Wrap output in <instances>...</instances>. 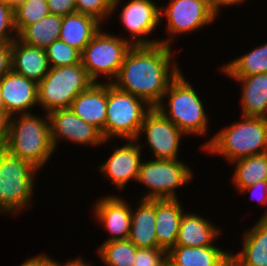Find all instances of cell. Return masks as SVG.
I'll list each match as a JSON object with an SVG mask.
<instances>
[{"label": "cell", "mask_w": 267, "mask_h": 266, "mask_svg": "<svg viewBox=\"0 0 267 266\" xmlns=\"http://www.w3.org/2000/svg\"><path fill=\"white\" fill-rule=\"evenodd\" d=\"M238 193L241 196L243 195V197L244 195H247L249 193L250 199L252 201H256L257 204L260 205L258 207H261V210L264 207L261 216H259V219H264L267 216V180L247 186L240 190Z\"/></svg>", "instance_id": "35"}, {"label": "cell", "mask_w": 267, "mask_h": 266, "mask_svg": "<svg viewBox=\"0 0 267 266\" xmlns=\"http://www.w3.org/2000/svg\"><path fill=\"white\" fill-rule=\"evenodd\" d=\"M6 153H7V144L0 143V162Z\"/></svg>", "instance_id": "43"}, {"label": "cell", "mask_w": 267, "mask_h": 266, "mask_svg": "<svg viewBox=\"0 0 267 266\" xmlns=\"http://www.w3.org/2000/svg\"><path fill=\"white\" fill-rule=\"evenodd\" d=\"M229 165L234 167L230 184L237 192L254 183L267 180V152L235 160Z\"/></svg>", "instance_id": "27"}, {"label": "cell", "mask_w": 267, "mask_h": 266, "mask_svg": "<svg viewBox=\"0 0 267 266\" xmlns=\"http://www.w3.org/2000/svg\"><path fill=\"white\" fill-rule=\"evenodd\" d=\"M11 70V43L0 44V79Z\"/></svg>", "instance_id": "38"}, {"label": "cell", "mask_w": 267, "mask_h": 266, "mask_svg": "<svg viewBox=\"0 0 267 266\" xmlns=\"http://www.w3.org/2000/svg\"><path fill=\"white\" fill-rule=\"evenodd\" d=\"M12 70L37 84L50 70L45 49L27 45L16 38L11 43Z\"/></svg>", "instance_id": "23"}, {"label": "cell", "mask_w": 267, "mask_h": 266, "mask_svg": "<svg viewBox=\"0 0 267 266\" xmlns=\"http://www.w3.org/2000/svg\"><path fill=\"white\" fill-rule=\"evenodd\" d=\"M172 49L174 47L162 43L132 45L111 84L143 99L152 108L156 107L182 71L175 55L183 48Z\"/></svg>", "instance_id": "1"}, {"label": "cell", "mask_w": 267, "mask_h": 266, "mask_svg": "<svg viewBox=\"0 0 267 266\" xmlns=\"http://www.w3.org/2000/svg\"><path fill=\"white\" fill-rule=\"evenodd\" d=\"M48 117L55 152H58L59 145L63 142L87 148H101L109 143L96 127L82 120L70 108L51 111Z\"/></svg>", "instance_id": "14"}, {"label": "cell", "mask_w": 267, "mask_h": 266, "mask_svg": "<svg viewBox=\"0 0 267 266\" xmlns=\"http://www.w3.org/2000/svg\"><path fill=\"white\" fill-rule=\"evenodd\" d=\"M102 26L96 18L75 12L62 17L59 39L82 52Z\"/></svg>", "instance_id": "25"}, {"label": "cell", "mask_w": 267, "mask_h": 266, "mask_svg": "<svg viewBox=\"0 0 267 266\" xmlns=\"http://www.w3.org/2000/svg\"><path fill=\"white\" fill-rule=\"evenodd\" d=\"M182 70L171 82L160 103L155 107L167 119L172 121L187 137H208L199 146L203 151L212 141V130L210 128V117L205 109L208 102L200 96L201 93L195 89L194 83L186 78ZM203 99V100H202ZM210 132V133H209ZM208 135V136H207ZM206 136V137H205Z\"/></svg>", "instance_id": "2"}, {"label": "cell", "mask_w": 267, "mask_h": 266, "mask_svg": "<svg viewBox=\"0 0 267 266\" xmlns=\"http://www.w3.org/2000/svg\"><path fill=\"white\" fill-rule=\"evenodd\" d=\"M27 258L19 266H51L52 256L47 252L43 251Z\"/></svg>", "instance_id": "39"}, {"label": "cell", "mask_w": 267, "mask_h": 266, "mask_svg": "<svg viewBox=\"0 0 267 266\" xmlns=\"http://www.w3.org/2000/svg\"><path fill=\"white\" fill-rule=\"evenodd\" d=\"M93 83L82 63L50 68L38 83L39 112L70 108L72 101Z\"/></svg>", "instance_id": "8"}, {"label": "cell", "mask_w": 267, "mask_h": 266, "mask_svg": "<svg viewBox=\"0 0 267 266\" xmlns=\"http://www.w3.org/2000/svg\"><path fill=\"white\" fill-rule=\"evenodd\" d=\"M241 240V248L231 249V266H267V221L258 218L243 230Z\"/></svg>", "instance_id": "18"}, {"label": "cell", "mask_w": 267, "mask_h": 266, "mask_svg": "<svg viewBox=\"0 0 267 266\" xmlns=\"http://www.w3.org/2000/svg\"><path fill=\"white\" fill-rule=\"evenodd\" d=\"M181 160L184 159L150 158L148 160V157L145 156L141 162L136 182L138 186H144V192H140L138 198L180 199L178 190L193 182L194 174H196V171L191 169L193 166L189 165V162Z\"/></svg>", "instance_id": "6"}, {"label": "cell", "mask_w": 267, "mask_h": 266, "mask_svg": "<svg viewBox=\"0 0 267 266\" xmlns=\"http://www.w3.org/2000/svg\"><path fill=\"white\" fill-rule=\"evenodd\" d=\"M50 68L71 66L81 63V52L57 39L46 49Z\"/></svg>", "instance_id": "31"}, {"label": "cell", "mask_w": 267, "mask_h": 266, "mask_svg": "<svg viewBox=\"0 0 267 266\" xmlns=\"http://www.w3.org/2000/svg\"><path fill=\"white\" fill-rule=\"evenodd\" d=\"M121 141L122 145L117 144ZM123 141L125 140H116V142L109 140V144L112 142L109 146L113 151L110 150L105 161L99 162V165L95 166L100 177L105 179V182L109 181L107 183H110L121 194L123 191H127V185L137 182L143 155L148 156V154H143L144 152L135 139Z\"/></svg>", "instance_id": "13"}, {"label": "cell", "mask_w": 267, "mask_h": 266, "mask_svg": "<svg viewBox=\"0 0 267 266\" xmlns=\"http://www.w3.org/2000/svg\"><path fill=\"white\" fill-rule=\"evenodd\" d=\"M133 266H167V251L162 248H138Z\"/></svg>", "instance_id": "34"}, {"label": "cell", "mask_w": 267, "mask_h": 266, "mask_svg": "<svg viewBox=\"0 0 267 266\" xmlns=\"http://www.w3.org/2000/svg\"><path fill=\"white\" fill-rule=\"evenodd\" d=\"M76 12L90 15L103 25L111 23L113 0H75ZM106 23V24H105Z\"/></svg>", "instance_id": "32"}, {"label": "cell", "mask_w": 267, "mask_h": 266, "mask_svg": "<svg viewBox=\"0 0 267 266\" xmlns=\"http://www.w3.org/2000/svg\"><path fill=\"white\" fill-rule=\"evenodd\" d=\"M124 1L123 5H121L122 0H113L110 20H114L113 17L115 15V19L118 18L119 24L124 28L123 31H126L122 34V30H120V33L116 35L125 38L131 45H152L159 43L160 36L155 39L156 35L154 34L161 27L160 1L129 0L127 2L126 0V3Z\"/></svg>", "instance_id": "11"}, {"label": "cell", "mask_w": 267, "mask_h": 266, "mask_svg": "<svg viewBox=\"0 0 267 266\" xmlns=\"http://www.w3.org/2000/svg\"><path fill=\"white\" fill-rule=\"evenodd\" d=\"M118 194L100 195V198L92 203L93 219L99 227L105 229L108 238L104 242L113 240H126L130 234L131 226V202L126 196ZM124 198V199H123ZM126 198V199H125ZM97 220V221H96Z\"/></svg>", "instance_id": "15"}, {"label": "cell", "mask_w": 267, "mask_h": 266, "mask_svg": "<svg viewBox=\"0 0 267 266\" xmlns=\"http://www.w3.org/2000/svg\"><path fill=\"white\" fill-rule=\"evenodd\" d=\"M160 3L161 37L159 43L173 47L175 40L181 36L198 33L210 27L219 18L212 12L206 0H167ZM164 5V6H163ZM164 22V24H162ZM165 28V29H162ZM198 31V32H197ZM168 34V35H167ZM176 38V39H175ZM178 38V39H177Z\"/></svg>", "instance_id": "7"}, {"label": "cell", "mask_w": 267, "mask_h": 266, "mask_svg": "<svg viewBox=\"0 0 267 266\" xmlns=\"http://www.w3.org/2000/svg\"><path fill=\"white\" fill-rule=\"evenodd\" d=\"M137 201L131 202V226L128 239L137 248H157L156 199ZM133 202L136 203L134 206Z\"/></svg>", "instance_id": "22"}, {"label": "cell", "mask_w": 267, "mask_h": 266, "mask_svg": "<svg viewBox=\"0 0 267 266\" xmlns=\"http://www.w3.org/2000/svg\"><path fill=\"white\" fill-rule=\"evenodd\" d=\"M186 137L172 121L153 107L145 115L135 140L144 153L150 152L151 157L148 158L173 160L182 156L180 146Z\"/></svg>", "instance_id": "12"}, {"label": "cell", "mask_w": 267, "mask_h": 266, "mask_svg": "<svg viewBox=\"0 0 267 266\" xmlns=\"http://www.w3.org/2000/svg\"><path fill=\"white\" fill-rule=\"evenodd\" d=\"M223 232V228L206 218L205 213L203 216L202 213L198 214L196 210L190 212L187 209L182 215L175 245L188 247L221 246L219 239H221Z\"/></svg>", "instance_id": "17"}, {"label": "cell", "mask_w": 267, "mask_h": 266, "mask_svg": "<svg viewBox=\"0 0 267 266\" xmlns=\"http://www.w3.org/2000/svg\"><path fill=\"white\" fill-rule=\"evenodd\" d=\"M11 116L0 109V143H6L9 136V122Z\"/></svg>", "instance_id": "41"}, {"label": "cell", "mask_w": 267, "mask_h": 266, "mask_svg": "<svg viewBox=\"0 0 267 266\" xmlns=\"http://www.w3.org/2000/svg\"><path fill=\"white\" fill-rule=\"evenodd\" d=\"M248 1L249 0H210V8L212 12L220 19L221 14H223L221 11L224 12V9L227 11V9L233 7L235 8V6L236 8H239L244 3V5H246Z\"/></svg>", "instance_id": "37"}, {"label": "cell", "mask_w": 267, "mask_h": 266, "mask_svg": "<svg viewBox=\"0 0 267 266\" xmlns=\"http://www.w3.org/2000/svg\"><path fill=\"white\" fill-rule=\"evenodd\" d=\"M62 27V16L48 14L43 19L26 26L17 38L30 46L46 49L59 39Z\"/></svg>", "instance_id": "28"}, {"label": "cell", "mask_w": 267, "mask_h": 266, "mask_svg": "<svg viewBox=\"0 0 267 266\" xmlns=\"http://www.w3.org/2000/svg\"><path fill=\"white\" fill-rule=\"evenodd\" d=\"M105 28L109 27L103 25L81 52L82 66L97 83H111L116 78L132 46L125 38Z\"/></svg>", "instance_id": "9"}, {"label": "cell", "mask_w": 267, "mask_h": 266, "mask_svg": "<svg viewBox=\"0 0 267 266\" xmlns=\"http://www.w3.org/2000/svg\"><path fill=\"white\" fill-rule=\"evenodd\" d=\"M40 171L8 151L0 162V214L19 217L34 208ZM34 203V204H33Z\"/></svg>", "instance_id": "5"}, {"label": "cell", "mask_w": 267, "mask_h": 266, "mask_svg": "<svg viewBox=\"0 0 267 266\" xmlns=\"http://www.w3.org/2000/svg\"><path fill=\"white\" fill-rule=\"evenodd\" d=\"M90 260H86L84 256L81 254L77 256L70 257V259H67L66 261L61 262L60 260L58 261L56 258L52 256V261H51V266H95L93 262Z\"/></svg>", "instance_id": "40"}, {"label": "cell", "mask_w": 267, "mask_h": 266, "mask_svg": "<svg viewBox=\"0 0 267 266\" xmlns=\"http://www.w3.org/2000/svg\"><path fill=\"white\" fill-rule=\"evenodd\" d=\"M151 108L143 99L107 83L104 140L136 139Z\"/></svg>", "instance_id": "10"}, {"label": "cell", "mask_w": 267, "mask_h": 266, "mask_svg": "<svg viewBox=\"0 0 267 266\" xmlns=\"http://www.w3.org/2000/svg\"><path fill=\"white\" fill-rule=\"evenodd\" d=\"M50 14L47 0H25L14 8V25L17 34L26 26L36 23Z\"/></svg>", "instance_id": "30"}, {"label": "cell", "mask_w": 267, "mask_h": 266, "mask_svg": "<svg viewBox=\"0 0 267 266\" xmlns=\"http://www.w3.org/2000/svg\"><path fill=\"white\" fill-rule=\"evenodd\" d=\"M226 77L240 86V115L267 118V73Z\"/></svg>", "instance_id": "19"}, {"label": "cell", "mask_w": 267, "mask_h": 266, "mask_svg": "<svg viewBox=\"0 0 267 266\" xmlns=\"http://www.w3.org/2000/svg\"><path fill=\"white\" fill-rule=\"evenodd\" d=\"M224 248L175 245L167 252V266H231V250Z\"/></svg>", "instance_id": "20"}, {"label": "cell", "mask_w": 267, "mask_h": 266, "mask_svg": "<svg viewBox=\"0 0 267 266\" xmlns=\"http://www.w3.org/2000/svg\"><path fill=\"white\" fill-rule=\"evenodd\" d=\"M2 109L10 116L36 113L38 84L11 70L0 79Z\"/></svg>", "instance_id": "16"}, {"label": "cell", "mask_w": 267, "mask_h": 266, "mask_svg": "<svg viewBox=\"0 0 267 266\" xmlns=\"http://www.w3.org/2000/svg\"><path fill=\"white\" fill-rule=\"evenodd\" d=\"M70 109L82 120L96 127L104 138L107 83L94 82L72 101Z\"/></svg>", "instance_id": "21"}, {"label": "cell", "mask_w": 267, "mask_h": 266, "mask_svg": "<svg viewBox=\"0 0 267 266\" xmlns=\"http://www.w3.org/2000/svg\"><path fill=\"white\" fill-rule=\"evenodd\" d=\"M37 113L12 115L6 144L10 154L26 160L41 172L57 153L51 141L48 114Z\"/></svg>", "instance_id": "3"}, {"label": "cell", "mask_w": 267, "mask_h": 266, "mask_svg": "<svg viewBox=\"0 0 267 266\" xmlns=\"http://www.w3.org/2000/svg\"><path fill=\"white\" fill-rule=\"evenodd\" d=\"M251 48L246 53L222 63L217 70L225 76H251L267 73V41Z\"/></svg>", "instance_id": "26"}, {"label": "cell", "mask_w": 267, "mask_h": 266, "mask_svg": "<svg viewBox=\"0 0 267 266\" xmlns=\"http://www.w3.org/2000/svg\"><path fill=\"white\" fill-rule=\"evenodd\" d=\"M185 210L180 199H156L157 248L168 252L175 246Z\"/></svg>", "instance_id": "24"}, {"label": "cell", "mask_w": 267, "mask_h": 266, "mask_svg": "<svg viewBox=\"0 0 267 266\" xmlns=\"http://www.w3.org/2000/svg\"><path fill=\"white\" fill-rule=\"evenodd\" d=\"M51 14L66 16L76 12L75 0H47Z\"/></svg>", "instance_id": "36"}, {"label": "cell", "mask_w": 267, "mask_h": 266, "mask_svg": "<svg viewBox=\"0 0 267 266\" xmlns=\"http://www.w3.org/2000/svg\"><path fill=\"white\" fill-rule=\"evenodd\" d=\"M14 25V9L0 0V44L12 43L17 38Z\"/></svg>", "instance_id": "33"}, {"label": "cell", "mask_w": 267, "mask_h": 266, "mask_svg": "<svg viewBox=\"0 0 267 266\" xmlns=\"http://www.w3.org/2000/svg\"><path fill=\"white\" fill-rule=\"evenodd\" d=\"M0 109H2L1 86H0Z\"/></svg>", "instance_id": "44"}, {"label": "cell", "mask_w": 267, "mask_h": 266, "mask_svg": "<svg viewBox=\"0 0 267 266\" xmlns=\"http://www.w3.org/2000/svg\"><path fill=\"white\" fill-rule=\"evenodd\" d=\"M137 247L129 240H113L98 244L95 249L101 265L104 266H133Z\"/></svg>", "instance_id": "29"}, {"label": "cell", "mask_w": 267, "mask_h": 266, "mask_svg": "<svg viewBox=\"0 0 267 266\" xmlns=\"http://www.w3.org/2000/svg\"><path fill=\"white\" fill-rule=\"evenodd\" d=\"M203 153L223 158L228 164L235 160L267 152V118L240 115L239 120L220 127Z\"/></svg>", "instance_id": "4"}, {"label": "cell", "mask_w": 267, "mask_h": 266, "mask_svg": "<svg viewBox=\"0 0 267 266\" xmlns=\"http://www.w3.org/2000/svg\"><path fill=\"white\" fill-rule=\"evenodd\" d=\"M3 1H5L10 7H12L14 9L18 5L23 3L25 0H3Z\"/></svg>", "instance_id": "42"}]
</instances>
